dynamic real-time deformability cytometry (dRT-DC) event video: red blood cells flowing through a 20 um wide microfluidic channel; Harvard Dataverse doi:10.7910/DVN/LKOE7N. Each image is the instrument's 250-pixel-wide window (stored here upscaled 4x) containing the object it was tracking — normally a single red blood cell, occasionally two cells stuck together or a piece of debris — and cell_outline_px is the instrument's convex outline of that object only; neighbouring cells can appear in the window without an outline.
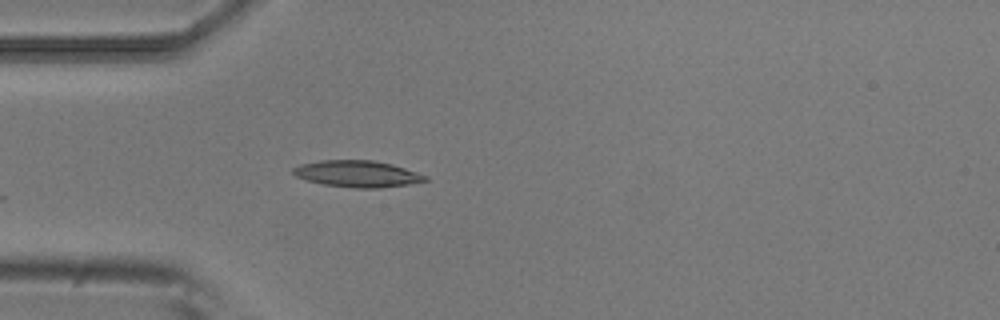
{"species": "common noctule bat (a hibernating species)", "species_latin": "Nyctalus noctula", "temperature_condition": "room temperature", "stored_images_in_passage": 4, "camera_frame_rate_fps": 3000, "um_per_image_px": 0.085, "animal": {"sex": "male", "body_mass_g": 20.5, "forearm_length_mm": 52.5}, "frame": {"image": 1, "passage_image": 4, "time_ms": 1.0, "image_size_px": [1000, 320], "cell_outline_px": [[428, 180], [408, 184], [380, 188], [352, 188], [324, 184], [308, 180], [296, 176], [292, 172], [292, 168], [300, 164], [320, 160], [372, 160], [392, 164], [428, 176]], "centroid_in_image_um": [30.36, 14.77], "position_along_channel_um": 54.6, "area_um2": 20.35}}